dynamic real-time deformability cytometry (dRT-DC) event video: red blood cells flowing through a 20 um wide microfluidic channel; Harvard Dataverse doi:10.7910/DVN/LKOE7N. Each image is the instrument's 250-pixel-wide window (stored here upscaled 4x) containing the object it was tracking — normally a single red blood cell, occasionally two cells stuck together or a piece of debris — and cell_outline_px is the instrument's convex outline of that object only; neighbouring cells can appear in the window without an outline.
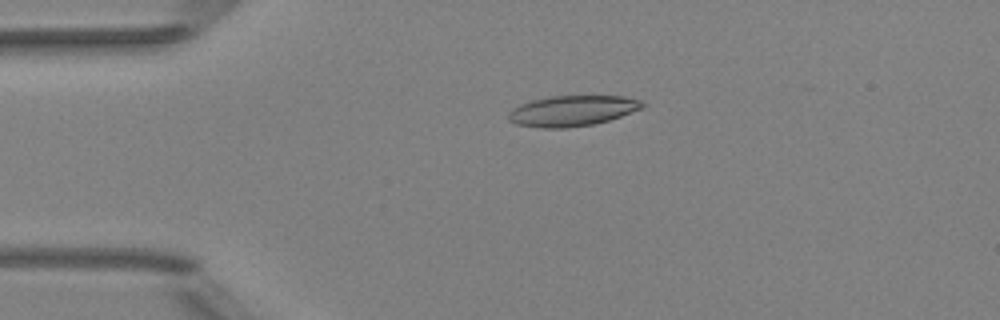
{"species": "Egyptian fruit bat (a non-hibernating species)", "species_latin": "Rousettus aegyptiacus", "temperature_condition": "room temperature", "stored_images_in_passage": 3, "camera_frame_rate_fps": 3000, "um_per_image_px": 0.085, "animal": {"sex": "female"}, "frame": {"image": 1, "passage_image": 2, "time_ms": 0.333, "image_size_px": [1000, 320], "cell_outline_px": [[648, 104], [644, 108], [608, 120], [592, 124], [568, 128], [544, 128], [516, 124], [508, 120], [508, 112], [512, 108], [520, 104], [532, 100], [548, 96], [624, 96], [640, 100]], "centroid_in_image_um": [48.65, 9.41], "position_along_channel_um": 36.4, "area_um2": 23.99}}